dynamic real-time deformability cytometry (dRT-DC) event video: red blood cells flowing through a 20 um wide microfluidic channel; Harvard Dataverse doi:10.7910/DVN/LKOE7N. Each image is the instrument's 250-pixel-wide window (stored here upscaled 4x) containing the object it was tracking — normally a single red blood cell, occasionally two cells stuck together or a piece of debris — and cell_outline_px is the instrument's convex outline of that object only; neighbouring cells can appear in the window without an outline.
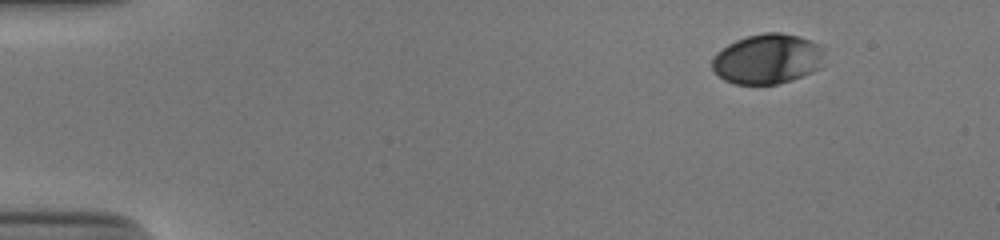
{"species": "human", "species_latin": "Homo sapiens", "temperature_condition": "cold", "stored_images_in_passage": 49, "camera_frame_rate_fps": 3000, "um_per_image_px": 0.085, "donor": {"sex": "male"}, "frame": {"image": 1, "passage_image": 1, "time_ms": 0.0, "image_size_px": [1000, 240], "cell_outline_px": [[820, 68], [804, 76], [792, 80], [776, 84], [736, 84], [724, 80], [712, 68], [712, 60], [716, 52], [728, 44], [736, 40], [748, 36], [764, 32], [780, 32], [800, 36], [812, 40], [820, 44]], "centroid_in_image_um": [65.21, 5.0], "position_along_channel_um": 19.8, "area_um2": 32.6}}
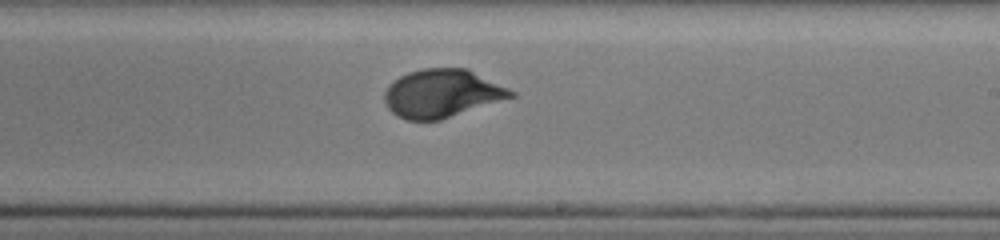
{"frame": {"image": 2, "passage_image": 28, "time_ms": 9.0, "image_size_px": [1000, 240], "cell_outline_px": [[516, 96], [440, 120], [404, 120], [396, 116], [388, 108], [384, 100], [384, 92], [388, 84], [392, 80], [408, 72], [424, 68], [468, 68], [516, 92]], "centroid_in_image_um": [37.54, 7.94], "position_along_channel_um": 251.5, "area_um2": 35.66}}
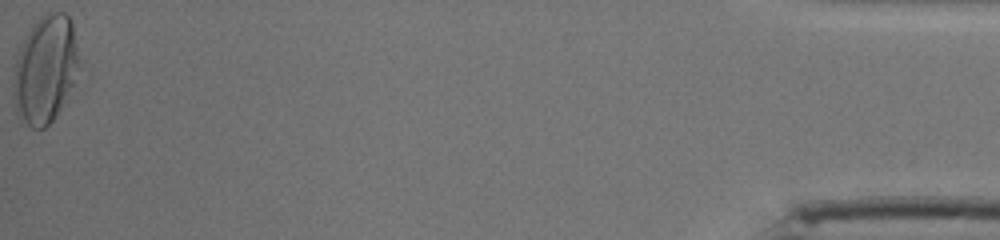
{"frame": {"image": 3, "passage_image": 49, "time_ms": 16.0, "image_size_px": [1000, 240], "cell_outline_px": [[84, 72], [56, 116], [44, 128], [32, 128], [20, 120], [16, 112], [12, 100], [12, 84], [16, 60], [20, 48], [32, 24], [44, 12], [64, 12], [72, 20], [84, 60]], "centroid_in_image_um": [3.95, 5.89], "position_along_channel_um": 431.2, "area_um2": 43.41}, "authors_computed_cell_mechanics": {"area_um2": 34.6222, "velocity_mm_per_s": 3.8391, "shape_relaxation_time_tau1_ms": 3.378, "shape_relaxation_time_tau2_ms": null, "deformation_change_tau1": 0.1735, "deformation_change_tau2": null}}